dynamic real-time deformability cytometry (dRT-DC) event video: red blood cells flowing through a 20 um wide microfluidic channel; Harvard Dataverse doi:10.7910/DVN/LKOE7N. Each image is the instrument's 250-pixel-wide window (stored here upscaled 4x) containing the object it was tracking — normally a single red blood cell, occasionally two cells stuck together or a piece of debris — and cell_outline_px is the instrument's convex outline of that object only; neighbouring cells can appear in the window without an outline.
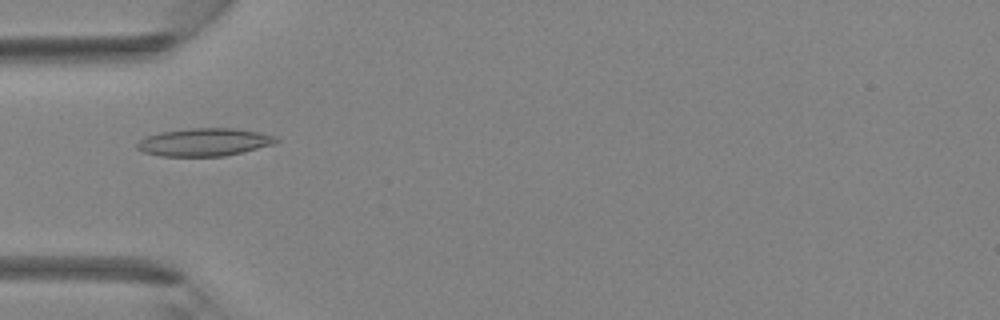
{"species": "Egyptian fruit bat (a non-hibernating species)", "species_latin": "Rousettus aegyptiacus", "temperature_condition": "room temperature", "stored_images_in_passage": 42, "camera_frame_rate_fps": 3000, "um_per_image_px": 0.085, "animal": {"sex": "female"}, "frame": {"image": 1, "passage_image": 14, "time_ms": 4.333, "image_size_px": [1000, 320], "cell_outline_px": [[280, 140], [276, 144], [244, 152], [224, 156], [160, 156], [144, 152], [136, 148], [136, 144], [140, 140], [148, 136], [160, 132], [192, 128], [232, 128], [256, 132], [276, 136]], "centroid_in_image_um": [17.4, 12.09], "position_along_channel_um": 67.6, "area_um2": 22.54}}
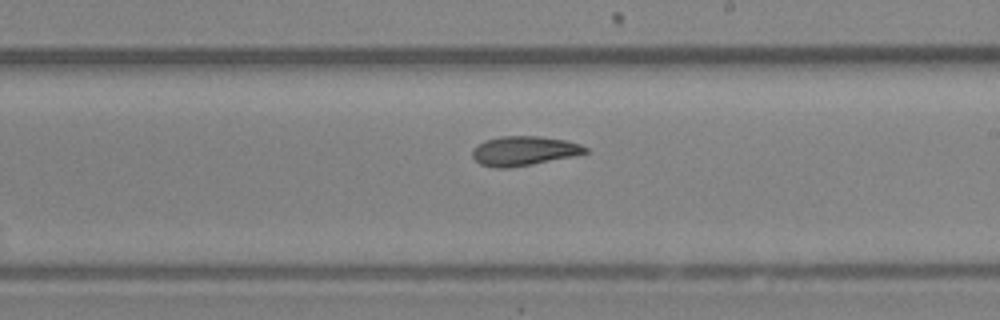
{"frame": {"image": 2, "passage_image": 25, "time_ms": 8.0, "image_size_px": [1000, 320], "cell_outline_px": [[588, 152], [572, 156], [532, 164], [508, 168], [496, 168], [480, 164], [472, 156], [472, 148], [484, 140], [500, 136], [540, 136], [564, 140], [580, 144], [588, 148]], "centroid_in_image_um": [44.49, 12.82], "position_along_channel_um": 244.5, "area_um2": 19.31}}
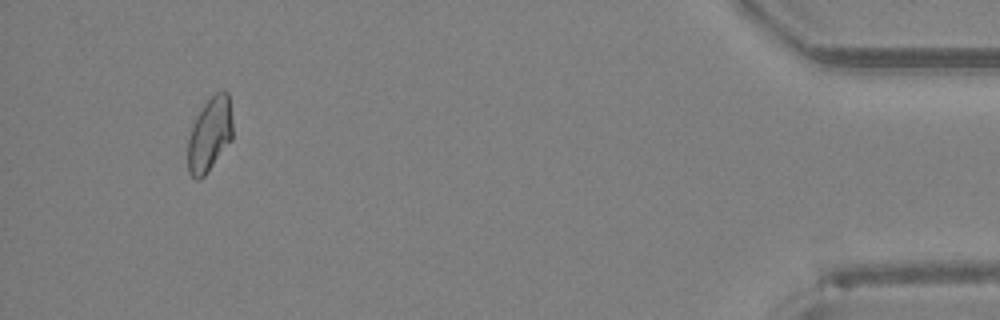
{"frame": {"image": 3, "passage_image": 40, "time_ms": 13.0, "image_size_px": [1000, 320], "cell_outline_px": [[232, 140], [204, 176], [200, 180], [196, 180], [188, 172], [188, 140], [196, 116], [204, 104], [216, 92], [224, 88], [228, 92], [232, 120]], "centroid_in_image_um": [17.83, 11.42], "position_along_channel_um": 417.4, "area_um2": 19.36}}